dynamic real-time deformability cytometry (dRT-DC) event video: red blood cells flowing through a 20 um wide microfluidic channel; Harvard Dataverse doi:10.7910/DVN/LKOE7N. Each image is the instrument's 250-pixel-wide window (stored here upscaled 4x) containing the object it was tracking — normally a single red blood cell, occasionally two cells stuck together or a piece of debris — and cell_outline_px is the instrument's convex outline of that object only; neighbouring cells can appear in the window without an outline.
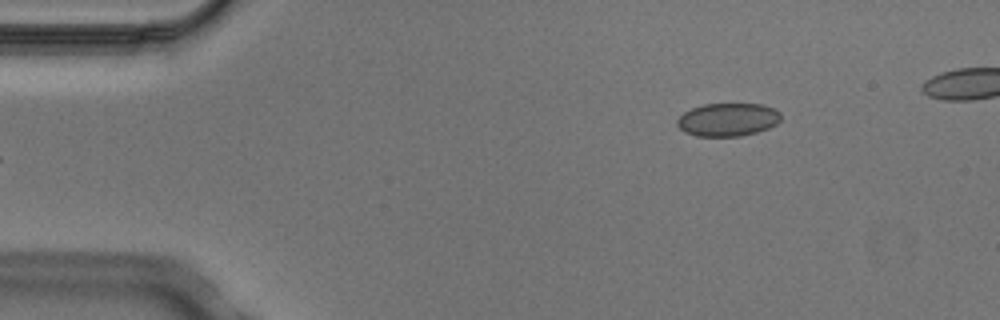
{"species": "Egyptian fruit bat (a non-hibernating species)", "species_latin": "Rousettus aegyptiacus", "temperature_condition": "cold", "stored_images_in_passage": 4, "camera_frame_rate_fps": 3000, "um_per_image_px": 0.085, "animal": {"sex": "male"}, "frame": {"image": 1, "passage_image": 4, "time_ms": 1.0, "image_size_px": [1000, 320], "cell_outline_px": [[780, 120], [776, 124], [768, 128], [756, 132], [740, 136], [696, 136], [684, 132], [676, 124], [676, 120], [684, 112], [692, 108], [704, 104], [764, 104], [780, 112]], "centroid_in_image_um": [61.85, 10.17], "position_along_channel_um": 23.2, "area_um2": 20.0}}